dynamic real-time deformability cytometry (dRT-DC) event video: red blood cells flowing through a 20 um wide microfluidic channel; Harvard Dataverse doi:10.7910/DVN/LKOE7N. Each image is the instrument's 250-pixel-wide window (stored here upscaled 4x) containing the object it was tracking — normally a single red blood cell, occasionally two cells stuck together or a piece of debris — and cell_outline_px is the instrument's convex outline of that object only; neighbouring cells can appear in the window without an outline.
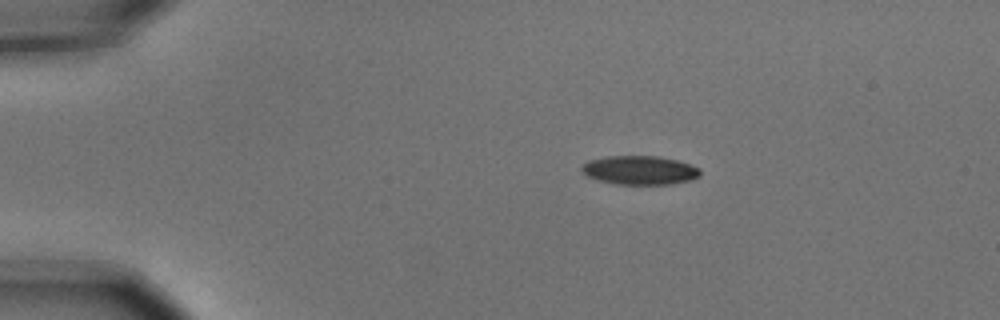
{"species": "common noctule bat (a hibernating species)", "species_latin": "Nyctalus noctula", "temperature_condition": "cold", "stored_images_in_passage": 9, "camera_frame_rate_fps": 3000, "um_per_image_px": 0.085, "animal": {"sex": "male", "body_mass_g": 15.6}, "frame": {"image": 1, "passage_image": 1, "time_ms": 0.0, "image_size_px": [1000, 320], "cell_outline_px": [[700, 176], [692, 180], [672, 184], [616, 184], [596, 180], [588, 176], [580, 168], [588, 160], [608, 156], [656, 156], [676, 160], [700, 168]], "centroid_in_image_um": [54.38, 14.47], "position_along_channel_um": 30.6, "area_um2": 19.88}}
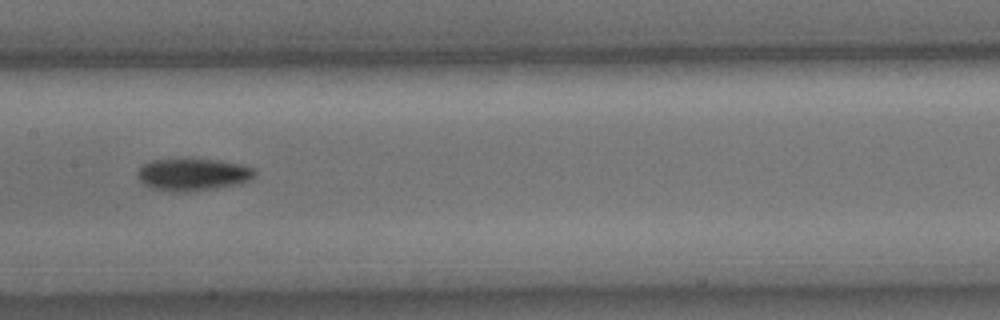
{"frame": {"image": 2, "passage_image": 6, "time_ms": 1.667, "image_size_px": [1000, 320], "cell_outline_px": [[256, 172], [248, 180], [236, 184], [188, 192], [172, 192], [152, 188], [144, 184], [136, 176], [136, 172], [144, 164], [152, 160], [180, 156], [184, 156], [220, 160], [240, 164], [252, 168]], "centroid_in_image_um": [16.31, 14.78], "position_along_channel_um": 191.1, "area_um2": 22.6}}
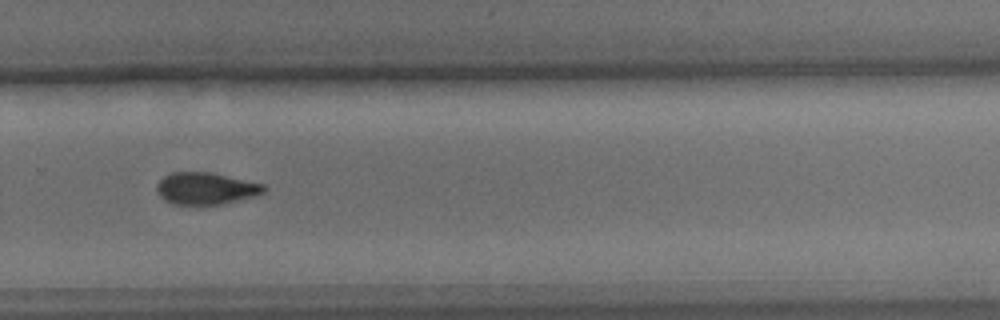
{"frame": {"image": 3, "passage_image": 9, "time_ms": 2.667, "image_size_px": [1000, 320], "cell_outline_px": [[268, 188], [264, 192], [256, 196], [220, 204], [172, 204], [164, 200], [156, 192], [156, 184], [164, 176], [172, 172], [212, 172], [264, 184]], "centroid_in_image_um": [17.49, 16.01], "position_along_channel_um": 312.3, "area_um2": 20.06}}